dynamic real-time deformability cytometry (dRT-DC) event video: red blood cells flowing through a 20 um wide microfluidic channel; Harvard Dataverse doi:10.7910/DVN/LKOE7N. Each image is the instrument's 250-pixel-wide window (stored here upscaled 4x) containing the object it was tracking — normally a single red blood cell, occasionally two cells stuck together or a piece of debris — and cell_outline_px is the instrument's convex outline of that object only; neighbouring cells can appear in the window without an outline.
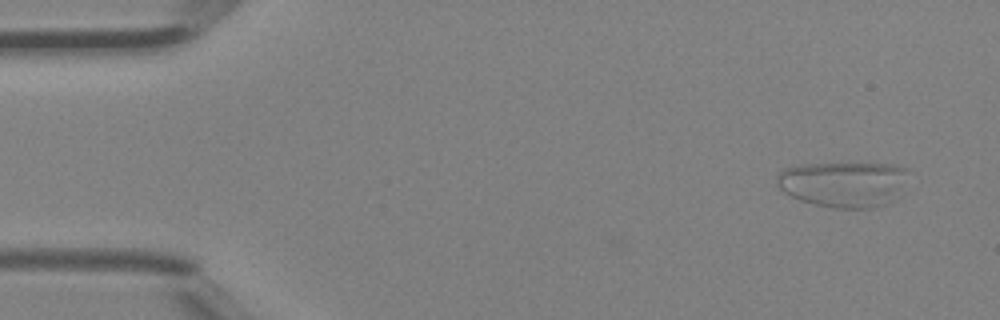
{"species": "Egyptian fruit bat (a non-hibernating species)", "species_latin": "Rousettus aegyptiacus", "temperature_condition": "room temperature", "stored_images_in_passage": 9, "camera_frame_rate_fps": 3000, "um_per_image_px": 0.085, "animal": {"sex": "female"}, "frame": {"image": 1, "passage_image": 1, "time_ms": 0.0, "image_size_px": [1000, 320], "cell_outline_px": [[908, 168], [892, 200], [884, 204], [872, 208], [832, 208], [800, 200], [784, 192], [776, 184], [776, 176], [784, 168], [804, 164], [896, 164]], "centroid_in_image_um": [71.61, 15.64], "position_along_channel_um": 13.4, "area_um2": 34.28}}
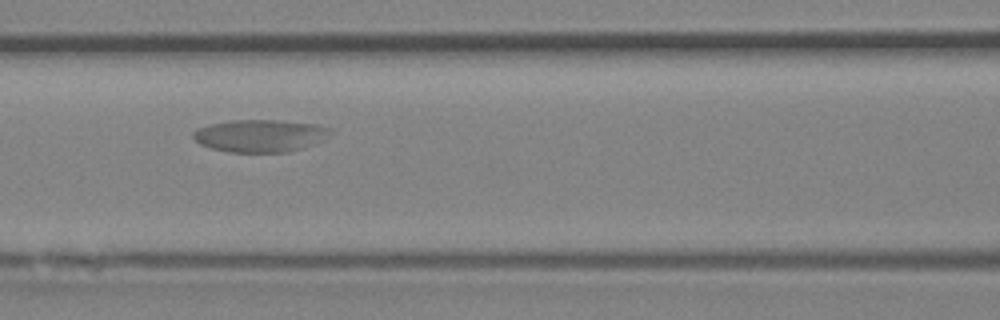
{"frame": {"image": 2, "passage_image": 6, "time_ms": 1.667, "image_size_px": [1000, 320], "cell_outline_px": [[336, 128], [328, 136], [312, 144], [288, 152], [228, 152], [212, 148], [200, 144], [192, 136], [192, 132], [196, 128], [212, 124], [232, 120], [276, 120], [316, 124]], "centroid_in_image_um": [22.12, 11.53], "position_along_channel_um": 144.5, "area_um2": 25.89}}
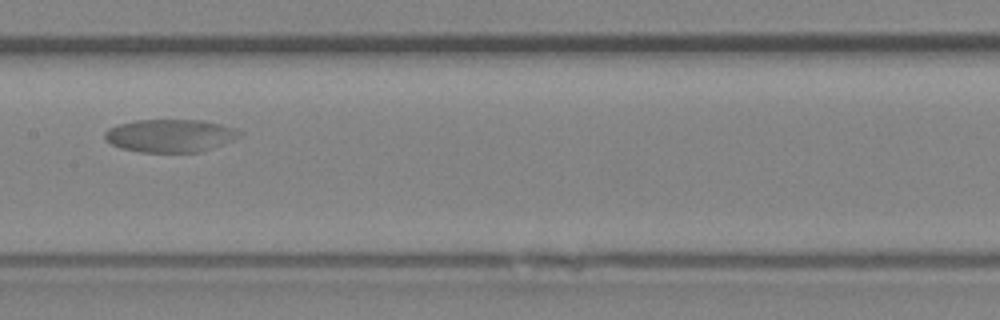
{"frame": {"image": 3, "passage_image": 7, "time_ms": 2.0, "image_size_px": [1000, 320], "cell_outline_px": [[244, 132], [236, 140], [200, 152], [140, 152], [120, 148], [104, 140], [104, 132], [108, 128], [120, 124], [136, 120], [204, 120], [236, 128]], "centroid_in_image_um": [14.5, 11.53], "position_along_channel_um": 192.9, "area_um2": 26.13}}